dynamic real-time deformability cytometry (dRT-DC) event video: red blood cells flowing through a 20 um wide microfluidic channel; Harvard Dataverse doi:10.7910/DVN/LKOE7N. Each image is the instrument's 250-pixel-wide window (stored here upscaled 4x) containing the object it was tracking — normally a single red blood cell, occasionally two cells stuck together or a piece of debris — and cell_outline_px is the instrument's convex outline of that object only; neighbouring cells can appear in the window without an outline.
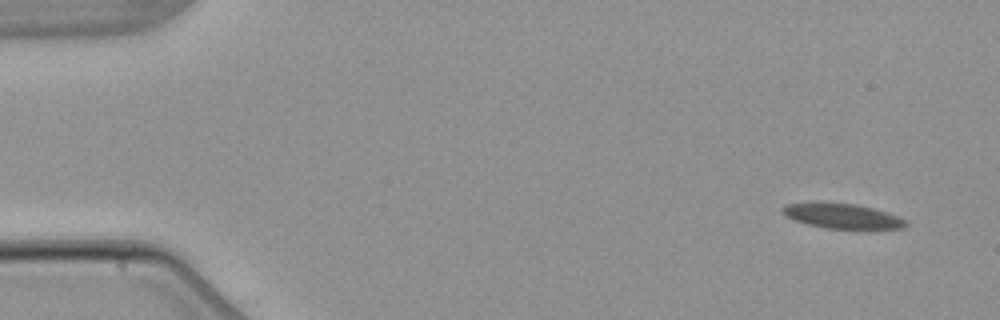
{"species": "common noctule bat (a hibernating species)", "species_latin": "Nyctalus noctula", "temperature_condition": "warm", "stored_images_in_passage": 5, "segment_of_instrument_passage": [2, 2], "camera_frame_rate_fps": 3000, "um_per_image_px": 0.085, "animal": {"sex": "male", "body_mass_g": 21.5, "forearm_length_mm": 52.0}, "frame": {"image": 1, "passage_image": 5, "time_ms": 5.0, "image_size_px": [1000, 320], "cell_outline_px": [[908, 224], [904, 228], [824, 228], [808, 224], [784, 216], [780, 208], [788, 204], [856, 204], [872, 208], [908, 220]], "centroid_in_image_um": [71.61, 18.38], "position_along_channel_um": 13.4, "area_um2": 17.11}}